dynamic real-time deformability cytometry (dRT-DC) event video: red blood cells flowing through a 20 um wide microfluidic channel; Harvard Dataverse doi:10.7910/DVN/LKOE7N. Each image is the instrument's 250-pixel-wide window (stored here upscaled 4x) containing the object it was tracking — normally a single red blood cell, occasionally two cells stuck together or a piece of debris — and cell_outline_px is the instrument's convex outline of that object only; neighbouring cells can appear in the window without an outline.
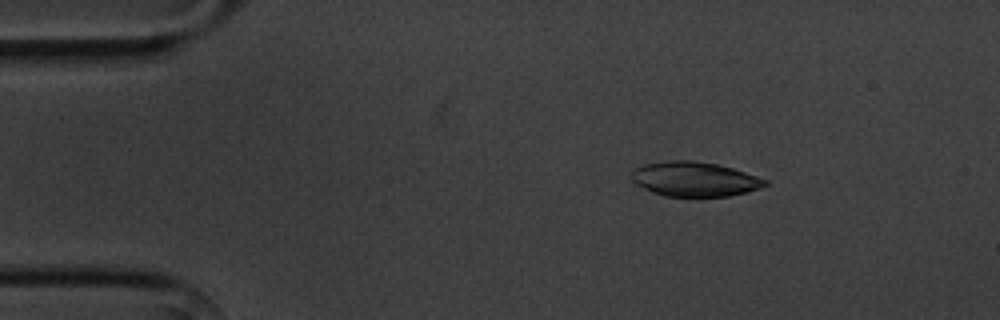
{"species": "common noctule bat (a hibernating species)", "species_latin": "Nyctalus noctula", "temperature_condition": "cold", "stored_images_in_passage": 4, "camera_frame_rate_fps": 3000, "um_per_image_px": 0.085, "animal": {"sex": "male", "body_mass_g": 20.1, "forearm_length_mm": 53.5}, "frame": {"image": 1, "passage_image": 2, "time_ms": 1.333, "image_size_px": [1000, 320], "cell_outline_px": [[768, 184], [760, 188], [748, 192], [728, 196], [664, 196], [652, 192], [636, 184], [628, 176], [632, 168], [644, 164], [668, 160], [692, 160], [716, 164], [732, 168], [768, 180]], "centroid_in_image_um": [58.98, 15.22], "position_along_channel_um": 26.0, "area_um2": 27.11}}
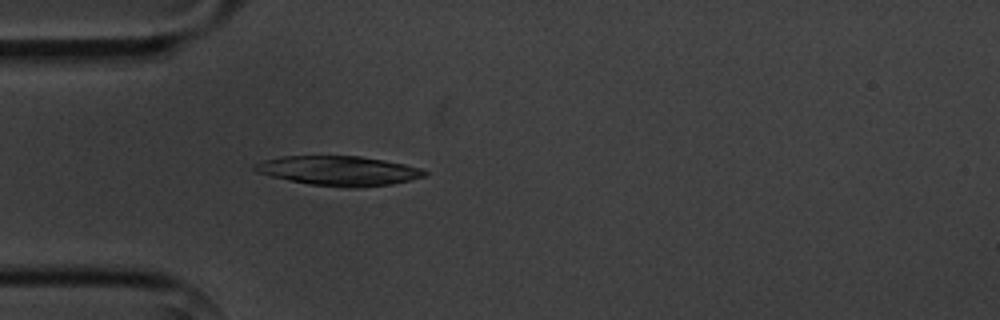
{"frame": {"image": 2, "passage_image": 4, "time_ms": 3.667, "image_size_px": [1000, 320], "cell_outline_px": [[428, 172], [424, 176], [392, 184], [356, 188], [344, 188], [308, 184], [272, 176], [256, 172], [252, 168], [252, 164], [264, 160], [280, 156], [360, 156], [384, 160], [404, 164], [420, 168]], "centroid_in_image_um": [28.75, 14.51], "position_along_channel_um": 56.2, "area_um2": 29.25}}